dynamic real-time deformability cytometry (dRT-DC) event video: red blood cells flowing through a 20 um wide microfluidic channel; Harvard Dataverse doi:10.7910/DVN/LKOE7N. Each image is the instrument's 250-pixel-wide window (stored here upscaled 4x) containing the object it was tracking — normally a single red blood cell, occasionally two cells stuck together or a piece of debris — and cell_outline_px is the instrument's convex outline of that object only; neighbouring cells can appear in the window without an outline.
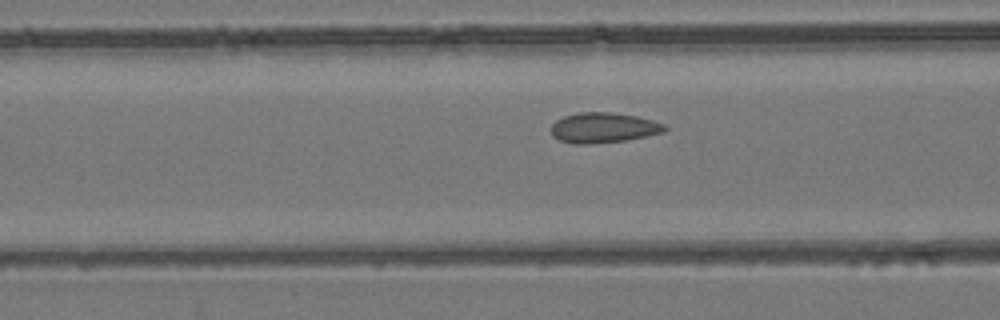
{"species": "common noctule bat (a hibernating species)", "species_latin": "Nyctalus noctula", "temperature_condition": "room temperature", "stored_images_in_passage": 50, "camera_frame_rate_fps": 3000, "um_per_image_px": 0.085, "animal": {"sex": "female", "body_mass_g": 24.6, "forearm_length_mm": 56.2}, "frame": {"image": 1, "passage_image": 18, "time_ms": 5.667, "image_size_px": [1000, 320], "cell_outline_px": [[668, 128], [664, 132], [624, 140], [588, 144], [576, 144], [560, 140], [552, 136], [552, 124], [556, 120], [564, 116], [580, 112], [608, 112], [636, 116], [652, 120], [664, 124]], "centroid_in_image_um": [51.28, 10.85], "position_along_channel_um": 115.3, "area_um2": 19.77}}
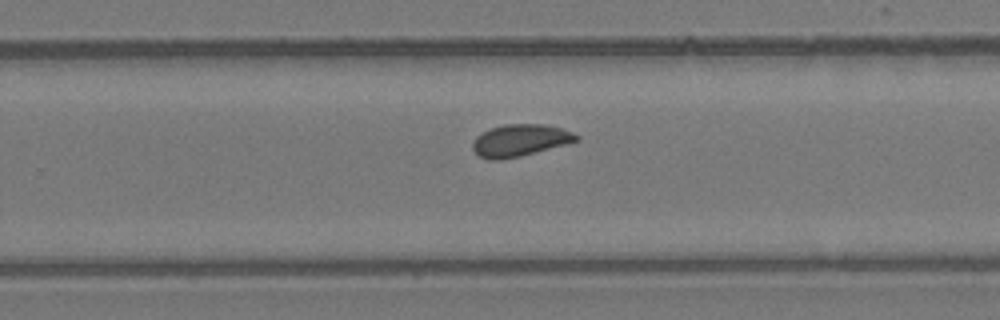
{"frame": {"image": 2, "passage_image": 31, "time_ms": 10.0, "image_size_px": [1000, 320], "cell_outline_px": [[580, 140], [568, 144], [520, 156], [500, 160], [488, 160], [480, 156], [472, 148], [472, 144], [476, 136], [492, 128], [504, 124], [544, 124], [560, 128], [572, 132], [580, 136]], "centroid_in_image_um": [44.23, 11.93], "position_along_channel_um": 285.6, "area_um2": 19.31}}
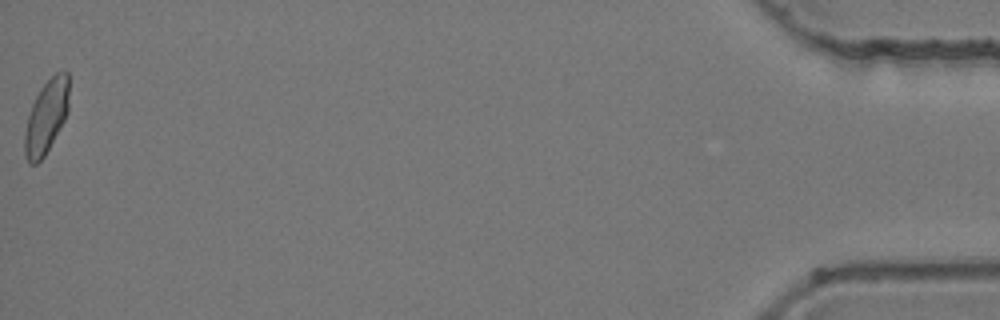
{"frame": {"image": 3, "passage_image": 50, "time_ms": 16.333, "image_size_px": [1000, 320], "cell_outline_px": [[68, 112], [64, 120], [44, 156], [36, 164], [28, 164], [24, 156], [24, 136], [28, 116], [32, 104], [40, 88], [56, 72], [68, 72]], "centroid_in_image_um": [3.92, 9.94], "position_along_channel_um": 431.3, "area_um2": 18.79}, "authors_computed_cell_mechanics": {"area_um2": 19.3052, "velocity_mm_per_s": 3.927, "shape_relaxation_time_tau1_ms": null, "shape_relaxation_time_tau2_ms": 0.7764, "deformation_change_tau1": null, "deformation_change_tau2": 0.0507}}